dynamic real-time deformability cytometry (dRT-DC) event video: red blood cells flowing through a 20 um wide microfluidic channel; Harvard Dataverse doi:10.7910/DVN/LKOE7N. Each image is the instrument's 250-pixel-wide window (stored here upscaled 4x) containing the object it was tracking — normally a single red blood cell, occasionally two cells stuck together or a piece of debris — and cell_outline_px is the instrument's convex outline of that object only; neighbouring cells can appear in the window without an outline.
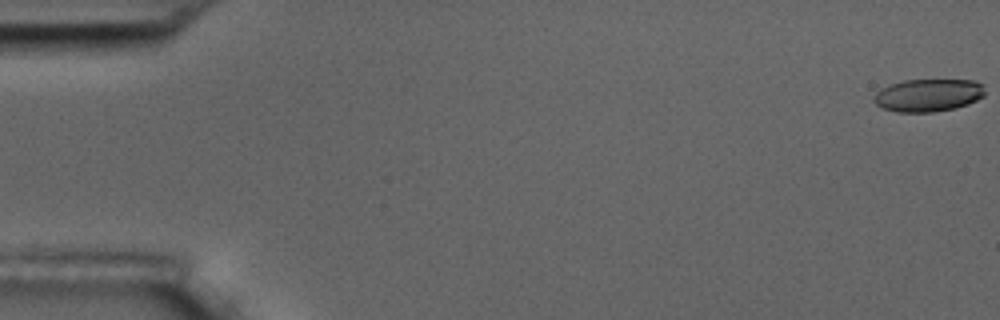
{"species": "common noctule bat (a hibernating species)", "species_latin": "Nyctalus noctula", "temperature_condition": "room temperature", "stored_images_in_passage": 6, "camera_frame_rate_fps": 3000, "um_per_image_px": 0.085, "animal": {"sex": "male", "body_mass_g": 17.5, "forearm_length_mm": 52.3}, "frame": {"image": 1, "passage_image": 1, "time_ms": 0.0, "image_size_px": [1000, 320], "cell_outline_px": [[984, 96], [968, 104], [956, 108], [936, 112], [896, 112], [884, 108], [876, 104], [872, 100], [876, 92], [892, 84], [904, 80], [972, 80], [984, 84]], "centroid_in_image_um": [78.92, 8.1], "position_along_channel_um": 6.1, "area_um2": 21.15}}
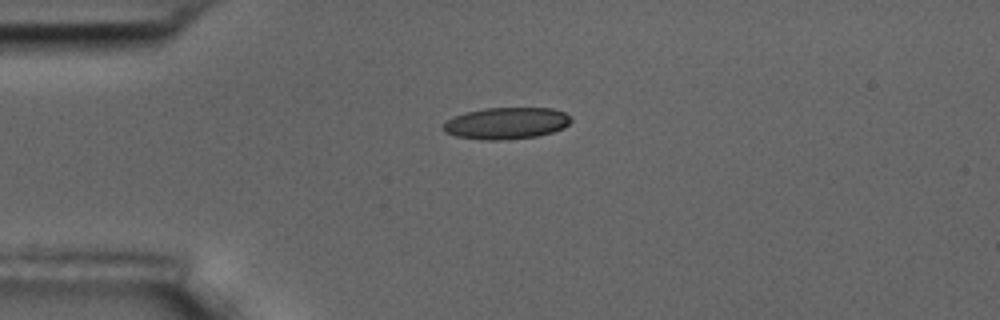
{"frame": {"image": 2, "passage_image": 5, "time_ms": 4.667, "image_size_px": [1000, 320], "cell_outline_px": [[572, 120], [564, 128], [552, 132], [536, 136], [500, 140], [484, 140], [456, 136], [444, 132], [440, 128], [448, 120], [464, 112], [484, 108], [552, 108], [564, 112]], "centroid_in_image_um": [43.02, 10.47], "position_along_channel_um": 42.0, "area_um2": 23.52}}